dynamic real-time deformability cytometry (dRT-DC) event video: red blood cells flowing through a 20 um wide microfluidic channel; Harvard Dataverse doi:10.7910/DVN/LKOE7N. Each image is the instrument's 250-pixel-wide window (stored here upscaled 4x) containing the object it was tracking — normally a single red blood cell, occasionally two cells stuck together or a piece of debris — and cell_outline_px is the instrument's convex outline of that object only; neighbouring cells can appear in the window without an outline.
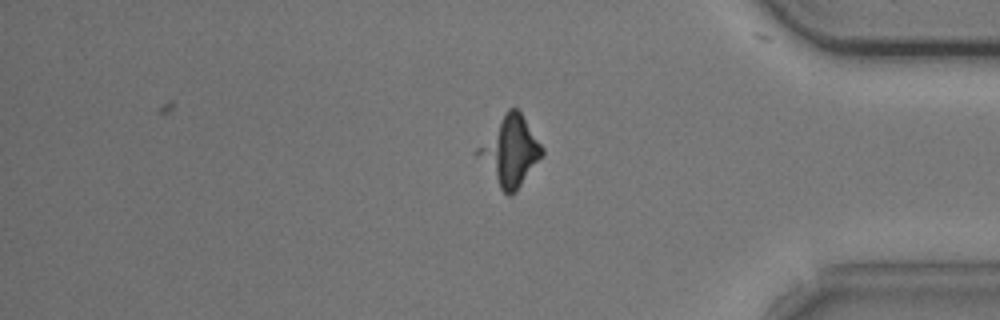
{"species": "common noctule bat (a hibernating species)", "species_latin": "Nyctalus noctula", "temperature_condition": "cold", "stored_images_in_passage": 52, "camera_frame_rate_fps": 3000, "um_per_image_px": 0.085, "animal": {"sex": "male", "body_mass_g": 20.5, "forearm_length_mm": 52.5}, "frame": {"image": 1, "passage_image": 43, "time_ms": 14.0, "image_size_px": [1000, 320], "cell_outline_px": [[544, 156], [516, 192], [512, 196], [508, 196], [500, 188], [472, 152], [508, 108], [516, 108], [520, 112], [544, 148]], "centroid_in_image_um": [43.35, 12.88], "position_along_channel_um": 391.9, "area_um2": 26.18}}
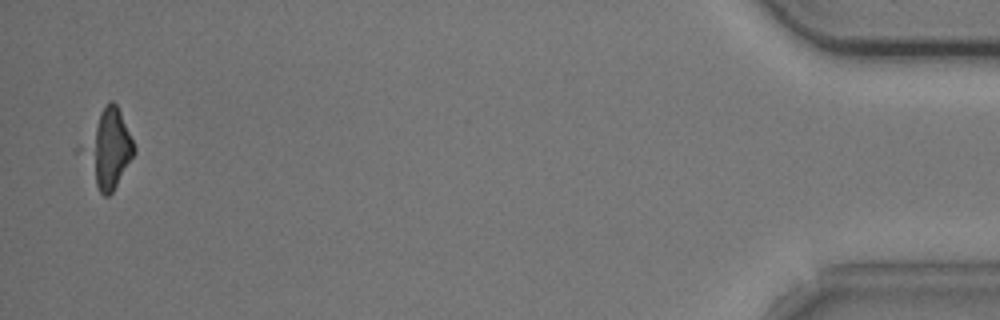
{"frame": {"image": 2, "passage_image": 51, "time_ms": 16.667, "image_size_px": [1000, 320], "cell_outline_px": [[136, 152], [112, 192], [108, 196], [104, 196], [100, 192], [96, 184], [88, 152], [88, 148], [100, 112], [108, 100], [112, 100], [116, 104], [120, 112], [136, 148]], "centroid_in_image_um": [9.37, 12.63], "position_along_channel_um": 425.8, "area_um2": 20.46}}